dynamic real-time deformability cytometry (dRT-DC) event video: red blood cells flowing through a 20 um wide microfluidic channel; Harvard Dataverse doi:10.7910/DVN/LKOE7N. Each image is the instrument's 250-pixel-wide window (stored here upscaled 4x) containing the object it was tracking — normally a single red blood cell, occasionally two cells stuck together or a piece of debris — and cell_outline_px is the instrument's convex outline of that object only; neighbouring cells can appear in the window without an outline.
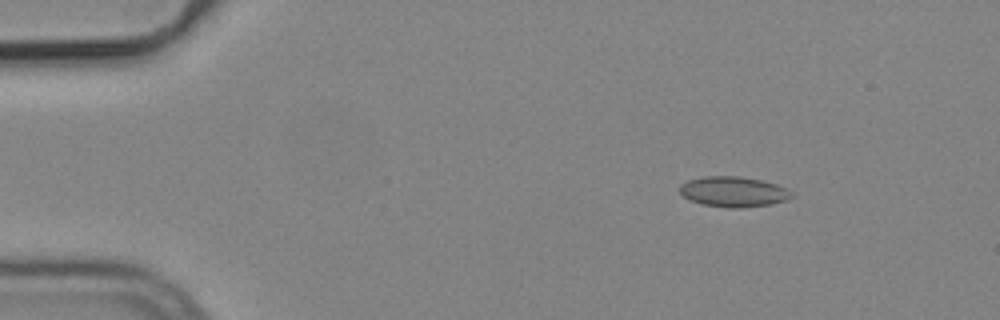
{"species": "common noctule bat (a hibernating species)", "species_latin": "Nyctalus noctula", "temperature_condition": "cold", "stored_images_in_passage": 5, "camera_frame_rate_fps": 3000, "um_per_image_px": 0.085, "animal": {"sex": "male", "body_mass_g": 19.2, "forearm_length_mm": 51.8}, "frame": {"image": 1, "passage_image": 1, "time_ms": 0.0, "image_size_px": [1000, 320], "cell_outline_px": [[792, 196], [788, 200], [772, 204], [740, 208], [732, 208], [704, 204], [688, 200], [680, 192], [680, 184], [688, 180], [704, 176], [740, 176], [760, 180], [776, 184], [792, 192]], "centroid_in_image_um": [62.33, 16.29], "position_along_channel_um": 22.7, "area_um2": 19.71}}
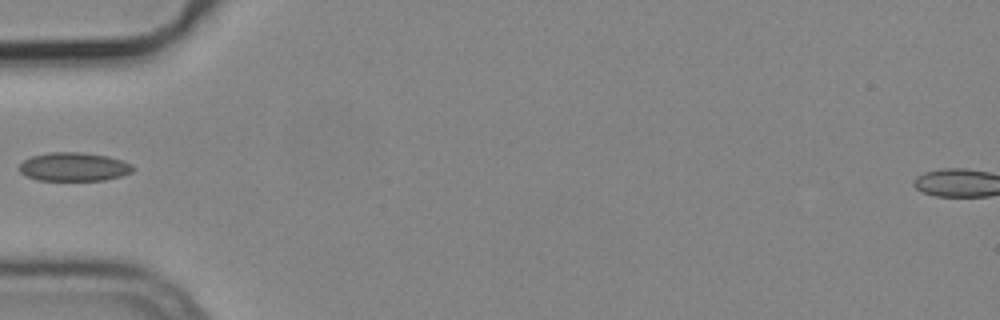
{"frame": {"image": 2, "passage_image": 4, "time_ms": 1.0, "image_size_px": [1000, 320], "cell_outline_px": [[136, 168], [132, 172], [120, 176], [104, 180], [36, 180], [20, 172], [20, 164], [24, 160], [32, 156], [48, 152], [80, 152], [108, 156], [132, 164]], "centroid_in_image_um": [6.29, 14.17], "position_along_channel_um": 78.7, "area_um2": 18.9}}
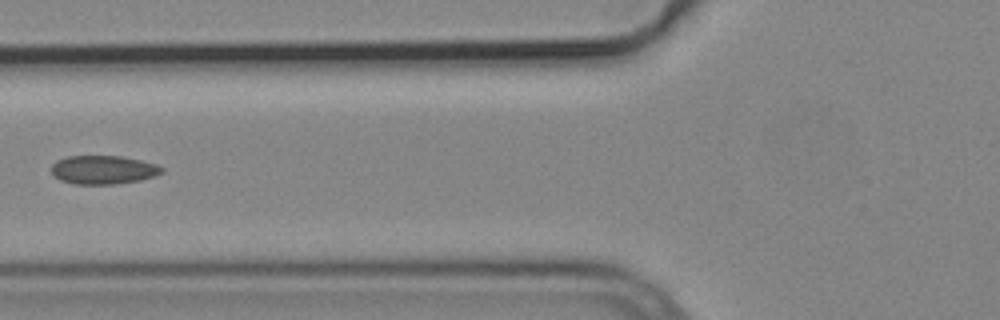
{"frame": {"image": 3, "passage_image": 5, "time_ms": 1.333, "image_size_px": [1000, 320], "cell_outline_px": [[164, 172], [140, 180], [116, 184], [76, 184], [60, 180], [52, 172], [52, 164], [56, 160], [68, 156], [120, 156], [140, 160], [156, 164], [164, 168]], "centroid_in_image_um": [8.78, 14.43], "position_along_channel_um": 117.0, "area_um2": 18.32}}